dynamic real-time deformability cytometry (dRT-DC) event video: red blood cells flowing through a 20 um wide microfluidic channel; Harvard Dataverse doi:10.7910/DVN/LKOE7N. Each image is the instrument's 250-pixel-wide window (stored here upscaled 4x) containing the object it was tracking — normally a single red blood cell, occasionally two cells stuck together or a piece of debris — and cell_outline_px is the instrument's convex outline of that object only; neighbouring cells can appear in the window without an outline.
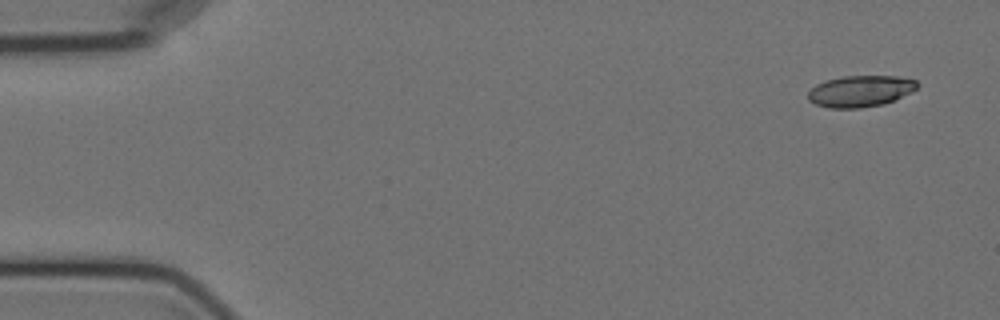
{"species": "Egyptian fruit bat (a non-hibernating species)", "species_latin": "Rousettus aegyptiacus", "temperature_condition": "cold", "stored_images_in_passage": 10, "camera_frame_rate_fps": 3000, "um_per_image_px": 0.085, "animal": {"sex": "female"}, "frame": {"image": 1, "passage_image": 1, "time_ms": 0.0, "image_size_px": [1000, 320], "cell_outline_px": [[920, 84], [912, 92], [884, 104], [860, 108], [828, 108], [816, 104], [808, 100], [808, 92], [816, 84], [824, 80], [844, 76], [896, 76], [916, 80]], "centroid_in_image_um": [73.13, 7.74], "position_along_channel_um": 11.9, "area_um2": 20.06}}
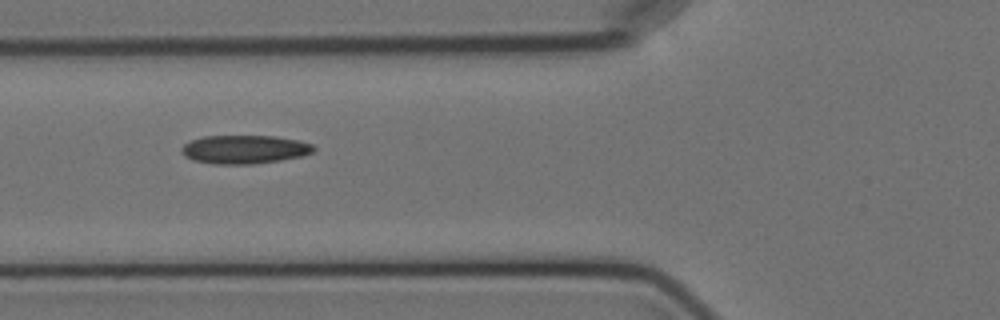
{"frame": {"image": 2, "passage_image": 6, "time_ms": 6.0, "image_size_px": [1000, 320], "cell_outline_px": [[316, 148], [312, 152], [300, 156], [280, 160], [252, 164], [216, 164], [192, 160], [184, 156], [180, 152], [180, 148], [184, 144], [192, 140], [204, 136], [276, 136], [300, 140], [312, 144]], "centroid_in_image_um": [20.76, 12.69], "position_along_channel_um": 105.0, "area_um2": 22.02}}
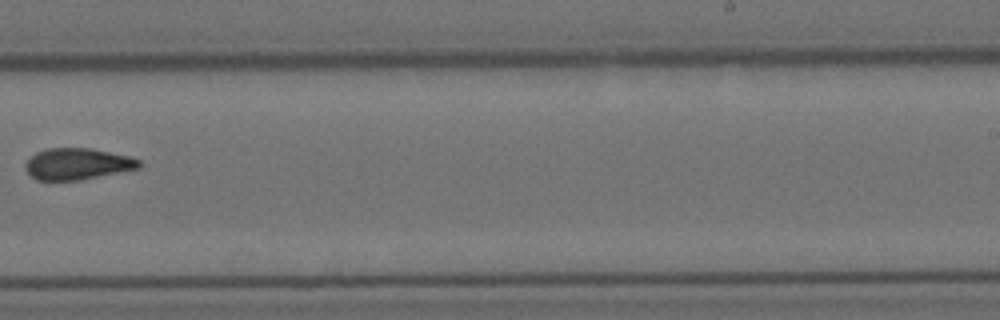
{"frame": {"image": 3, "passage_image": 10, "time_ms": 11.0, "image_size_px": [1000, 320], "cell_outline_px": [[140, 168], [80, 180], [36, 180], [28, 172], [24, 164], [36, 152], [48, 148], [88, 148], [128, 156], [140, 160]], "centroid_in_image_um": [6.57, 13.93], "position_along_channel_um": 282.4, "area_um2": 20.58}}